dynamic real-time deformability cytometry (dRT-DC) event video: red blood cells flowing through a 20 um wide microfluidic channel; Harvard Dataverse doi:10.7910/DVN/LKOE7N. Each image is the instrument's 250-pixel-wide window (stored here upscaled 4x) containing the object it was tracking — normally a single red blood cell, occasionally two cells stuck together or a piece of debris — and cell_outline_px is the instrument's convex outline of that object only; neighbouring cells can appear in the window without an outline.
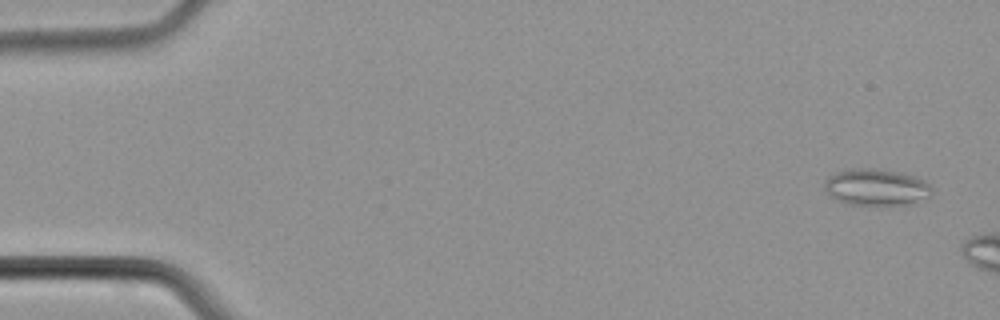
{"species": "common noctule bat (a hibernating species)", "species_latin": "Nyctalus noctula", "temperature_condition": "cold", "stored_images_in_passage": 8, "camera_frame_rate_fps": 3000, "um_per_image_px": 0.085, "animal": {"sex": "male", "body_mass_g": 21.5, "forearm_length_mm": 52.0}, "frame": {"image": 1, "passage_image": 3, "time_ms": 0.667, "image_size_px": [1000, 320], "cell_outline_px": [[936, 188], [932, 196], [912, 204], [848, 204], [832, 196], [824, 188], [824, 180], [828, 176], [836, 172], [852, 168], [872, 168], [896, 172], [916, 176], [924, 180]], "centroid_in_image_um": [74.55, 15.9], "position_along_channel_um": 10.4, "area_um2": 23.0}}